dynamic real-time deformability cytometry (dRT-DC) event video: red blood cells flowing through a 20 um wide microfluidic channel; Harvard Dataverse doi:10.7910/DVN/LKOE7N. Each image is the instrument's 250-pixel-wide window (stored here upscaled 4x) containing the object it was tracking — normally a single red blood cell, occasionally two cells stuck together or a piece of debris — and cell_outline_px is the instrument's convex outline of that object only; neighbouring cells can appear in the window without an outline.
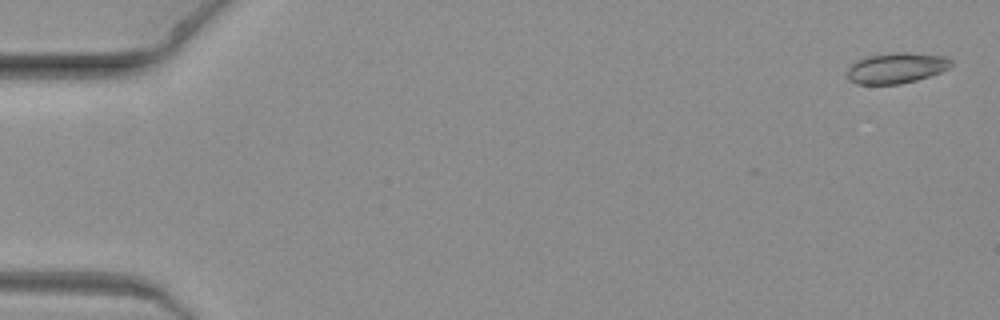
{"species": "common noctule bat (a hibernating species)", "species_latin": "Nyctalus noctula", "temperature_condition": "warm", "stored_images_in_passage": 6, "camera_frame_rate_fps": 3000, "um_per_image_px": 0.085, "animal": {"sex": "female", "body_mass_g": 19.3, "forearm_length_mm": 54.1}, "frame": {"image": 1, "passage_image": 1, "time_ms": 0.0, "image_size_px": [1000, 320], "cell_outline_px": [[952, 64], [948, 68], [940, 72], [916, 80], [900, 84], [856, 84], [848, 80], [848, 68], [856, 60], [868, 56], [892, 52], [904, 52], [944, 56], [952, 60]], "centroid_in_image_um": [76.17, 5.78], "position_along_channel_um": 8.8, "area_um2": 18.5}}
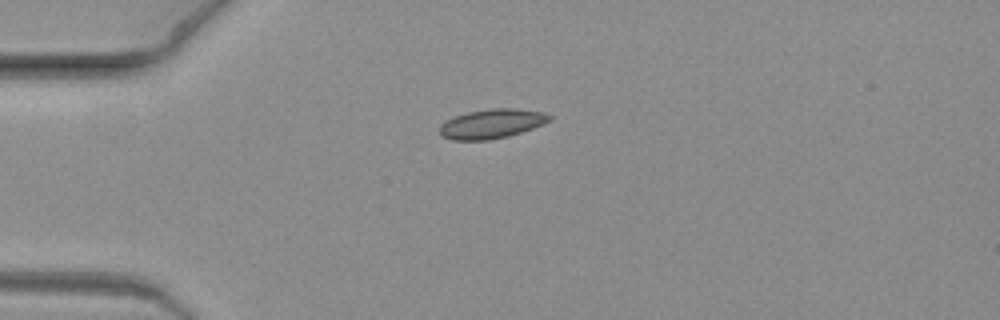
{"frame": {"image": 2, "passage_image": 6, "time_ms": 1.667, "image_size_px": [1000, 320], "cell_outline_px": [[552, 120], [532, 128], [508, 136], [488, 140], [452, 140], [440, 136], [440, 124], [456, 116], [468, 112], [492, 108], [516, 108], [544, 112], [552, 116]], "centroid_in_image_um": [41.81, 10.52], "position_along_channel_um": 43.2, "area_um2": 18.73}}